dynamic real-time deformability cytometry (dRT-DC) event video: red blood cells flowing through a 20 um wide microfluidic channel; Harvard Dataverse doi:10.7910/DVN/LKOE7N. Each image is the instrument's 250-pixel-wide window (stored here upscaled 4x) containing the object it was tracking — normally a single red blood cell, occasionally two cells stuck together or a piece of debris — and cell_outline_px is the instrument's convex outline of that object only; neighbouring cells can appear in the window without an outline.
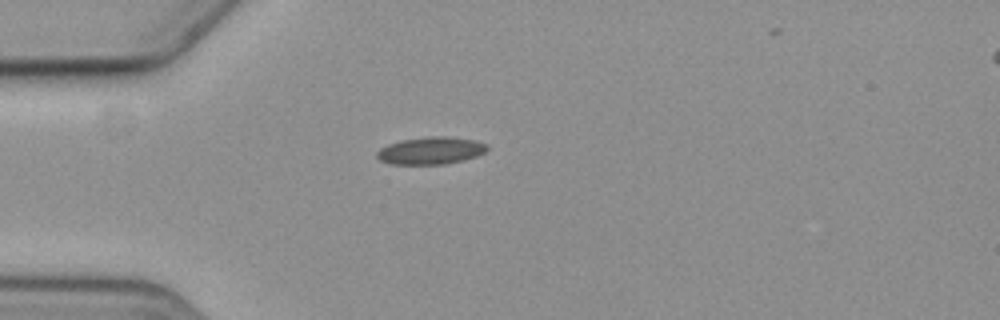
{"species": "common noctule bat (a hibernating species)", "species_latin": "Nyctalus noctula", "temperature_condition": "cold", "stored_images_in_passage": 5, "camera_frame_rate_fps": 3000, "um_per_image_px": 0.085, "animal": {"sex": "female", "body_mass_g": 19.3, "forearm_length_mm": 54.1}, "frame": {"image": 1, "passage_image": 1, "time_ms": 0.0, "image_size_px": [1000, 320], "cell_outline_px": [[488, 148], [484, 152], [476, 156], [464, 160], [444, 164], [388, 164], [380, 160], [376, 156], [376, 152], [380, 148], [388, 144], [400, 140], [428, 136], [448, 136], [476, 140], [488, 144]], "centroid_in_image_um": [36.61, 12.79], "position_along_channel_um": 48.4, "area_um2": 17.74}}
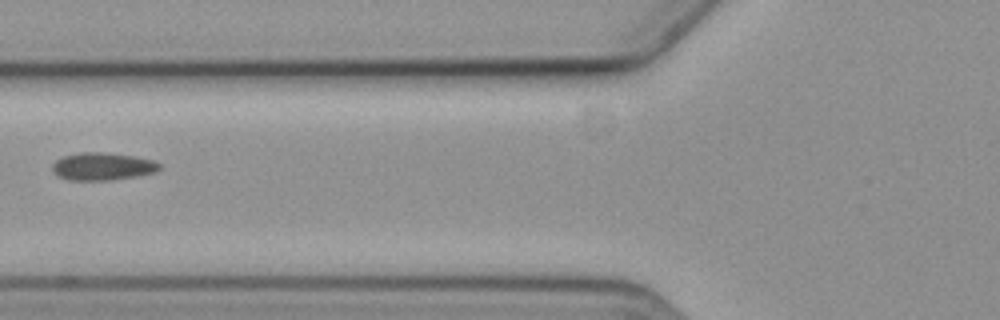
{"frame": {"image": 2, "passage_image": 3, "time_ms": 2.333, "image_size_px": [1000, 320], "cell_outline_px": [[160, 168], [156, 172], [136, 176], [108, 180], [68, 180], [52, 172], [52, 164], [56, 160], [64, 156], [80, 152], [104, 152], [132, 156], [152, 160], [160, 164]], "centroid_in_image_um": [8.69, 14.14], "position_along_channel_um": 117.1, "area_um2": 17.11}}
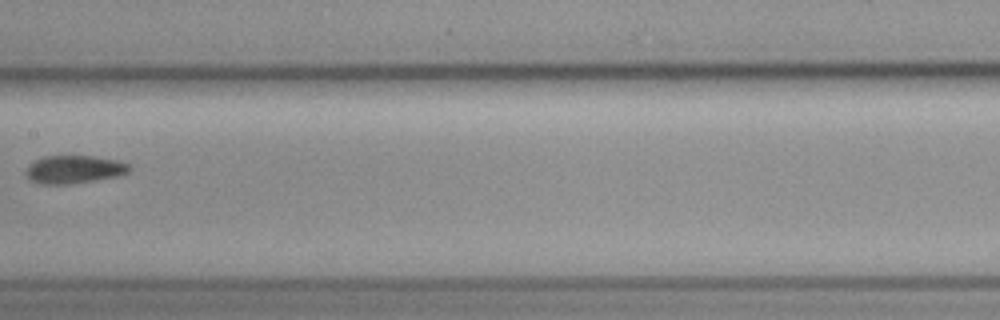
{"frame": {"image": 3, "passage_image": 5, "time_ms": 4.667, "image_size_px": [1000, 320], "cell_outline_px": [[132, 168], [128, 172], [116, 176], [68, 184], [44, 184], [28, 180], [24, 172], [28, 164], [44, 156], [96, 156], [120, 160], [128, 164]], "centroid_in_image_um": [6.27, 14.39], "position_along_channel_um": 201.1, "area_um2": 16.94}}